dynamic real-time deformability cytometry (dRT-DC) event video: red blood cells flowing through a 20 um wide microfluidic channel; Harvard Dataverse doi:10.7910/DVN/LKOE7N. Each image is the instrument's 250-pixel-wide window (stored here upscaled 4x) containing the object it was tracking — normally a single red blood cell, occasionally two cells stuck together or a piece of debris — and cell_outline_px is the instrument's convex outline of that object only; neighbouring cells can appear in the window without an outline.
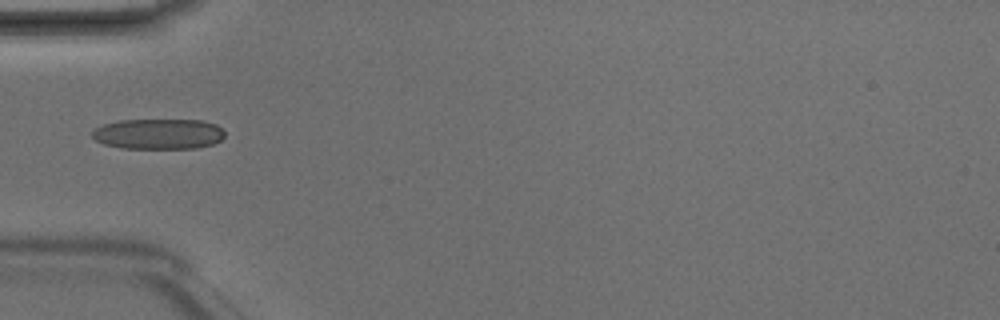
{"species": "Egyptian fruit bat (a non-hibernating species)", "species_latin": "Rousettus aegyptiacus", "temperature_condition": "room temperature", "stored_images_in_passage": 3, "camera_frame_rate_fps": 3000, "um_per_image_px": 0.085, "animal": {"sex": "male"}, "frame": {"image": 1, "passage_image": 3, "time_ms": 0.667, "image_size_px": [1000, 320], "cell_outline_px": [[224, 136], [220, 140], [212, 144], [196, 148], [124, 148], [104, 144], [96, 140], [92, 136], [92, 132], [96, 128], [104, 124], [120, 120], [200, 120], [216, 124], [224, 132]], "centroid_in_image_um": [13.47, 11.38], "position_along_channel_um": 71.5, "area_um2": 23.35}}